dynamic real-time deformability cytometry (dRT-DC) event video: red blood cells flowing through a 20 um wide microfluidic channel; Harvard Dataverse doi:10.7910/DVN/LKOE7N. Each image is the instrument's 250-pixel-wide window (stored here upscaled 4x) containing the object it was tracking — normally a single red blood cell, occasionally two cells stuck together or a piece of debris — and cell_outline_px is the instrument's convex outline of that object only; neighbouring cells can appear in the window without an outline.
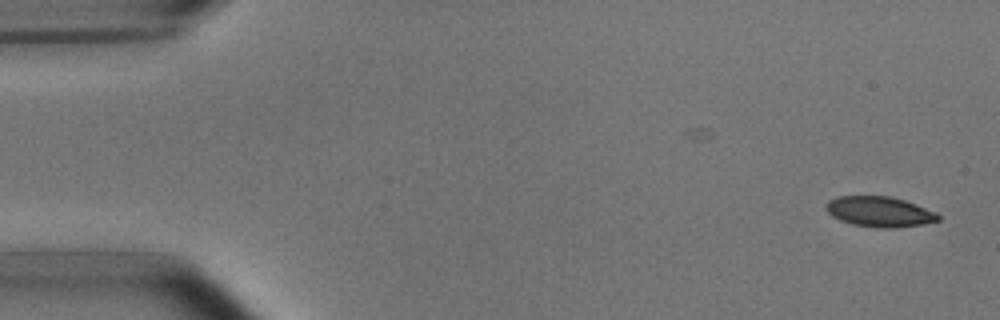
{"species": "common noctule bat (a hibernating species)", "species_latin": "Nyctalus noctula", "temperature_condition": "room temperature", "stored_images_in_passage": 2, "camera_frame_rate_fps": 3000, "um_per_image_px": 0.085, "animal": {"sex": "male", "body_mass_g": 15.6}, "frame": {"image": 1, "passage_image": 2, "time_ms": 1.333, "image_size_px": [1000, 320], "cell_outline_px": [[940, 220], [924, 224], [896, 228], [876, 228], [852, 224], [840, 220], [832, 216], [824, 208], [824, 204], [828, 200], [836, 196], [888, 196], [904, 200], [916, 204], [936, 212], [940, 216]], "centroid_in_image_um": [74.74, 18.0], "position_along_channel_um": 10.3, "area_um2": 20.06}}